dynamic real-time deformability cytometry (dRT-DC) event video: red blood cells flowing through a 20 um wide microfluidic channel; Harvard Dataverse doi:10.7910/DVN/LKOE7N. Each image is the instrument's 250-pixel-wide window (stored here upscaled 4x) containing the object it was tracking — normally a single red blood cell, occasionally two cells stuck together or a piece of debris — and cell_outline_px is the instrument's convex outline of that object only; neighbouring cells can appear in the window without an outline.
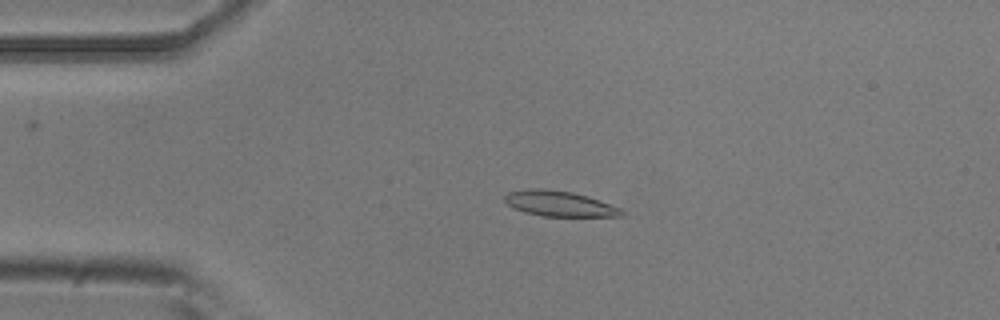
{"species": "common noctule bat (a hibernating species)", "species_latin": "Nyctalus noctula", "temperature_condition": "room temperature", "stored_images_in_passage": 5, "camera_frame_rate_fps": 3000, "um_per_image_px": 0.085, "animal": {"sex": "male", "body_mass_g": 20.5, "forearm_length_mm": 52.5}, "frame": {"image": 1, "passage_image": 3, "time_ms": 0.667, "image_size_px": [1000, 320], "cell_outline_px": [[624, 216], [544, 216], [524, 212], [512, 208], [504, 200], [504, 196], [508, 192], [532, 188], [544, 188], [572, 192], [588, 196], [620, 208], [624, 212]], "centroid_in_image_um": [47.52, 17.3], "position_along_channel_um": 37.5, "area_um2": 17.28}}
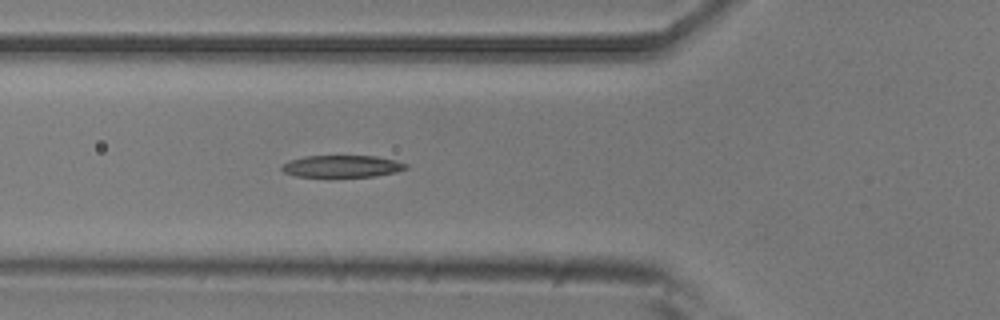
{"frame": {"image": 2, "passage_image": 5, "time_ms": 1.333, "image_size_px": [1000, 320], "cell_outline_px": [[408, 168], [396, 172], [376, 176], [296, 176], [284, 172], [280, 168], [288, 160], [304, 156], [376, 156], [396, 160], [408, 164]], "centroid_in_image_um": [29.1, 14.12], "position_along_channel_um": 96.7, "area_um2": 15.84}}